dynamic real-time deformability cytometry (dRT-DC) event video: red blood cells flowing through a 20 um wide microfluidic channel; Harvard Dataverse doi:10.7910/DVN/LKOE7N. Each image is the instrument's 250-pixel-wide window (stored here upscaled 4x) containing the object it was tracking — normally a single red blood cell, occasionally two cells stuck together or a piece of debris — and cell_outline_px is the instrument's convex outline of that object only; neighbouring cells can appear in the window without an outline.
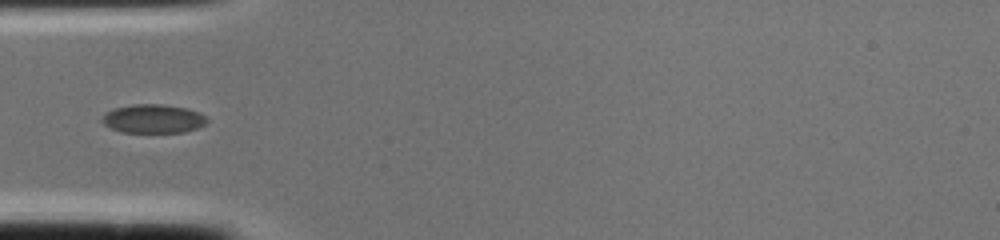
{"species": "common noctule bat (a hibernating species)", "species_latin": "Nyctalus noctula", "temperature_condition": "cold", "stored_images_in_passage": 2, "camera_frame_rate_fps": 3000, "um_per_image_px": 0.085, "animal": {"sex": "female", "body_mass_g": 22.0, "forearm_length_mm": 56.7}, "frame": {"image": 1, "passage_image": 2, "time_ms": 0.333, "image_size_px": [1000, 240], "cell_outline_px": [[208, 120], [204, 124], [196, 128], [184, 132], [120, 132], [104, 124], [100, 120], [100, 116], [104, 112], [112, 108], [132, 104], [164, 104], [188, 108], [200, 112]], "centroid_in_image_um": [12.97, 10.07], "position_along_channel_um": 72.0, "area_um2": 17.8}}